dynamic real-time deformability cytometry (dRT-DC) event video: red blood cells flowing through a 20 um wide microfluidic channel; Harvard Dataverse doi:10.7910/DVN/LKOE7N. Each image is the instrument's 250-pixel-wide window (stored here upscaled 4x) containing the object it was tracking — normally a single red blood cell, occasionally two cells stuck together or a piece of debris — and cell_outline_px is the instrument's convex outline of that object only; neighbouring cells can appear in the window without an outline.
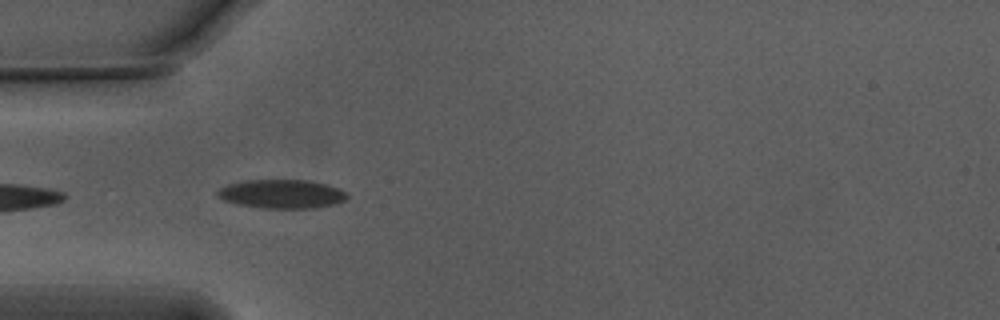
{"species": "Egyptian fruit bat (a non-hibernating species)", "species_latin": "Rousettus aegyptiacus", "temperature_condition": "warm", "stored_images_in_passage": 5, "camera_frame_rate_fps": 3000, "um_per_image_px": 0.085, "animal": {"sex": "male"}, "frame": {"image": 1, "passage_image": 2, "time_ms": 0.333, "image_size_px": [1000, 320], "cell_outline_px": [[348, 196], [344, 200], [332, 204], [316, 208], [264, 208], [236, 204], [224, 200], [216, 192], [220, 188], [228, 184], [244, 180], [308, 180], [340, 188]], "centroid_in_image_um": [23.93, 16.48], "position_along_channel_um": 61.1, "area_um2": 21.56}}